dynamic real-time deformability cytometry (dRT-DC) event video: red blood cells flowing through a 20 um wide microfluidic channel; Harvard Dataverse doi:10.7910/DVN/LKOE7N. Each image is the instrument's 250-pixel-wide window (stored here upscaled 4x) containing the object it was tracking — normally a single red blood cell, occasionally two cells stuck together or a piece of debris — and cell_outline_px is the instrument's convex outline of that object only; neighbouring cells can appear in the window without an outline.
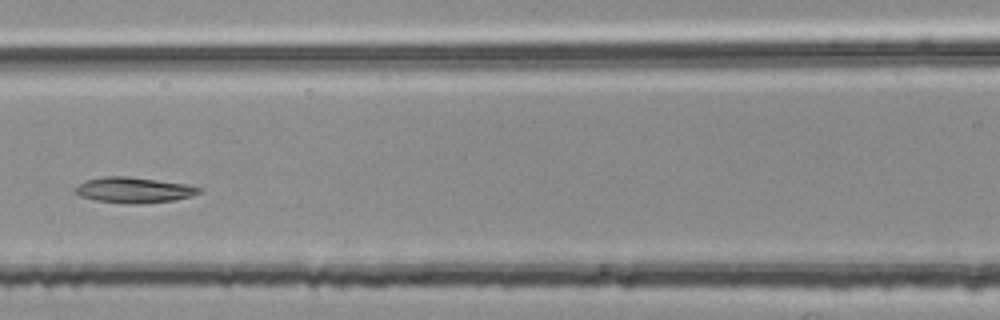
{"species": "common noctule bat (a hibernating species)", "species_latin": "Nyctalus noctula", "temperature_condition": "room temperature", "stored_images_in_passage": 5, "camera_frame_rate_fps": 3000, "um_per_image_px": 0.085, "animal": {"sex": "female", "body_mass_g": 25.1}, "frame": {"image": 1, "passage_image": 5, "time_ms": 1.333, "image_size_px": [1000, 320], "cell_outline_px": [[204, 188], [200, 192], [192, 196], [172, 200], [96, 200], [80, 196], [72, 192], [80, 184], [88, 180], [104, 176], [124, 176], [156, 180], [184, 184]], "centroid_in_image_um": [11.37, 16.09], "position_along_channel_um": 155.2, "area_um2": 16.99}}